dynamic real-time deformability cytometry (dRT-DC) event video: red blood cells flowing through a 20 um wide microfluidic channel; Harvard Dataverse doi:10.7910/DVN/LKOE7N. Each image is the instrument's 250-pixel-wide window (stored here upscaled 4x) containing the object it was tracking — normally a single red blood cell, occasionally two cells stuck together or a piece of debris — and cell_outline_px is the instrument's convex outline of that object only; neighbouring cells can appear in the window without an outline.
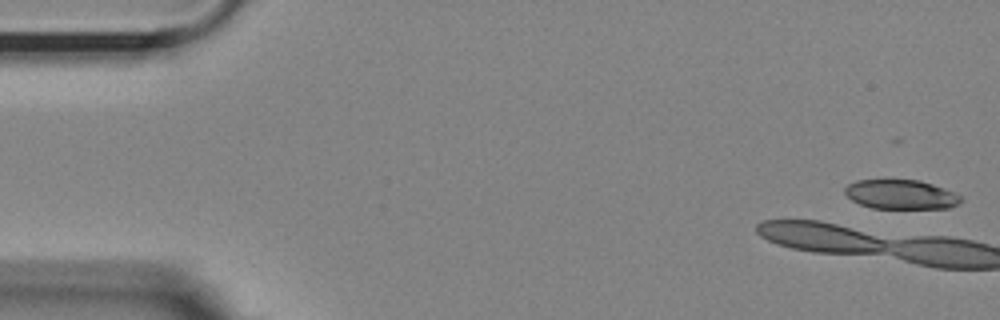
{"species": "Egyptian fruit bat (a non-hibernating species)", "species_latin": "Rousettus aegyptiacus", "temperature_condition": "room temperature", "stored_images_in_passage": 12, "camera_frame_rate_fps": 3000, "um_per_image_px": 0.085, "animal": {"sex": "female"}, "frame": {"image": 1, "passage_image": 2, "time_ms": 0.333, "image_size_px": [1000, 320], "cell_outline_px": [[964, 200], [948, 208], [872, 208], [860, 204], [852, 200], [844, 192], [844, 188], [848, 184], [856, 180], [892, 176], [920, 180], [944, 188], [960, 196]], "centroid_in_image_um": [76.51, 16.46], "position_along_channel_um": 8.5, "area_um2": 20.63}}